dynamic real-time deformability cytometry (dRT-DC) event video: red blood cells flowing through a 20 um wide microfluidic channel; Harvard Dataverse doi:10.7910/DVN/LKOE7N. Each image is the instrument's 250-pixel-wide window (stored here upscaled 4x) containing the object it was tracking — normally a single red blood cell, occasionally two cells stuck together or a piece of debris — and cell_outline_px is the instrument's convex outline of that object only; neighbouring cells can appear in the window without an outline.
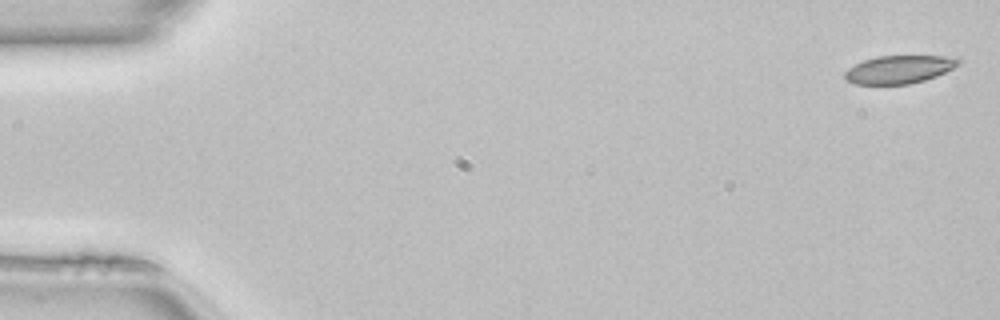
{"species": "common noctule bat (a hibernating species)", "species_latin": "Nyctalus noctula", "temperature_condition": "room temperature", "stored_images_in_passage": 50, "camera_frame_rate_fps": 3000, "um_per_image_px": 0.085, "animal": {"sex": "female", "body_mass_g": 22.7, "forearm_length_mm": 54.2}, "frame": {"image": 1, "passage_image": 1, "time_ms": 0.0, "image_size_px": [1000, 320], "cell_outline_px": [[960, 64], [936, 76], [924, 80], [908, 84], [856, 84], [844, 80], [844, 72], [848, 68], [864, 60], [876, 56], [944, 56], [960, 60]], "centroid_in_image_um": [76.37, 5.9], "position_along_channel_um": 8.6, "area_um2": 18.38}}
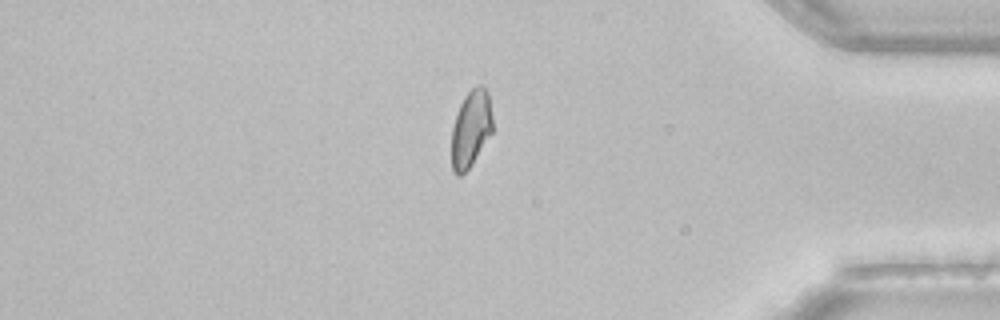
{"frame": {"image": 2, "passage_image": 42, "time_ms": 13.667, "image_size_px": [1000, 320], "cell_outline_px": [[492, 132], [472, 164], [460, 176], [456, 176], [452, 172], [452, 128], [460, 104], [464, 96], [476, 84], [484, 84], [488, 92], [492, 116]], "centroid_in_image_um": [40.03, 10.92], "position_along_channel_um": 395.2, "area_um2": 18.44}}
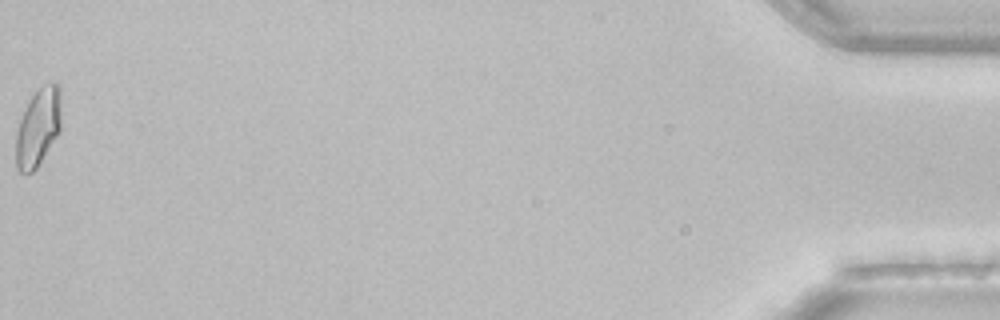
{"frame": {"image": 3, "passage_image": 50, "time_ms": 16.333, "image_size_px": [1000, 320], "cell_outline_px": [[60, 132], [36, 168], [32, 172], [20, 172], [16, 168], [16, 132], [24, 108], [28, 100], [44, 84], [60, 84]], "centroid_in_image_um": [3.23, 10.82], "position_along_channel_um": 432.0, "area_um2": 20.46}, "authors_computed_cell_mechanics": {"area_um2": 19.1896, "velocity_mm_per_s": 4.1147, "shape_relaxation_time_tau1_ms": null, "shape_relaxation_time_tau2_ms": 2.1186, "deformation_change_tau1": null, "deformation_change_tau2": 0.0407}}